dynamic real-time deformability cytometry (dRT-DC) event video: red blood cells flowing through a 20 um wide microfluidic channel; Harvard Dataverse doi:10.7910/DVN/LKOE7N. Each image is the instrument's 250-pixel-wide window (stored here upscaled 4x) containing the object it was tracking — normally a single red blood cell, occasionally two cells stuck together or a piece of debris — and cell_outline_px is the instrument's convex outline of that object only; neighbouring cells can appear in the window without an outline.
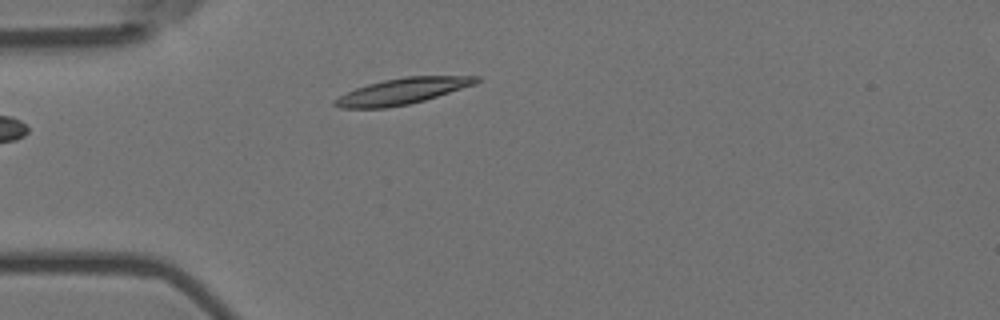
{"species": "Egyptian fruit bat (a non-hibernating species)", "species_latin": "Rousettus aegyptiacus", "temperature_condition": "room temperature", "stored_images_in_passage": 3, "camera_frame_rate_fps": 3000, "um_per_image_px": 0.085, "animal": {"sex": "female"}, "frame": {"image": 1, "passage_image": 3, "time_ms": 0.667, "image_size_px": [1000, 320], "cell_outline_px": [[480, 80], [476, 84], [424, 100], [408, 104], [384, 108], [340, 108], [332, 104], [332, 100], [356, 88], [368, 84], [384, 80], [408, 76], [480, 76]], "centroid_in_image_um": [34.19, 7.75], "position_along_channel_um": 50.8, "area_um2": 21.27}}